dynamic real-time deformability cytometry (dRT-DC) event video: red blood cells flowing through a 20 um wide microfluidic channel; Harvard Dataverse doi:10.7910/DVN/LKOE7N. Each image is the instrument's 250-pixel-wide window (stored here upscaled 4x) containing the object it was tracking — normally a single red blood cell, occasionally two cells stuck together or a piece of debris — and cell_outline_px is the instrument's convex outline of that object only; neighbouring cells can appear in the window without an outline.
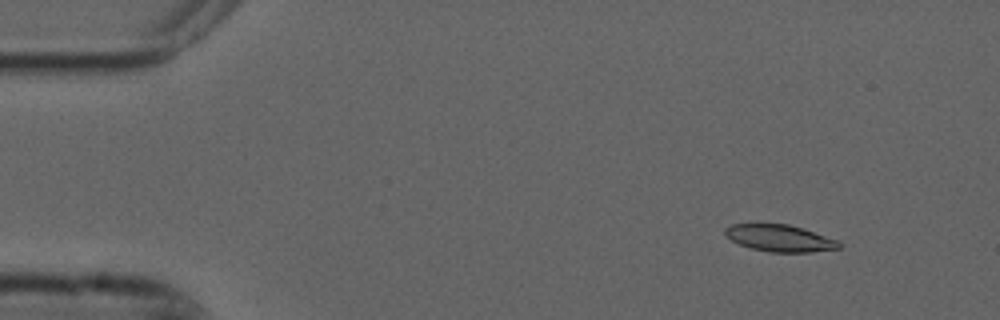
{"species": "common noctule bat (a hibernating species)", "species_latin": "Nyctalus noctula", "temperature_condition": "cold", "stored_images_in_passage": 5, "camera_frame_rate_fps": 3000, "um_per_image_px": 0.085, "animal": {"sex": "male", "forearm_length_mm": 52.5}, "frame": {"image": 1, "passage_image": 2, "time_ms": 0.333, "image_size_px": [1000, 320], "cell_outline_px": [[844, 244], [840, 248], [812, 252], [768, 252], [752, 248], [740, 244], [732, 240], [724, 232], [724, 228], [732, 224], [788, 224], [804, 228], [836, 240]], "centroid_in_image_um": [66.31, 20.24], "position_along_channel_um": 18.7, "area_um2": 17.74}}